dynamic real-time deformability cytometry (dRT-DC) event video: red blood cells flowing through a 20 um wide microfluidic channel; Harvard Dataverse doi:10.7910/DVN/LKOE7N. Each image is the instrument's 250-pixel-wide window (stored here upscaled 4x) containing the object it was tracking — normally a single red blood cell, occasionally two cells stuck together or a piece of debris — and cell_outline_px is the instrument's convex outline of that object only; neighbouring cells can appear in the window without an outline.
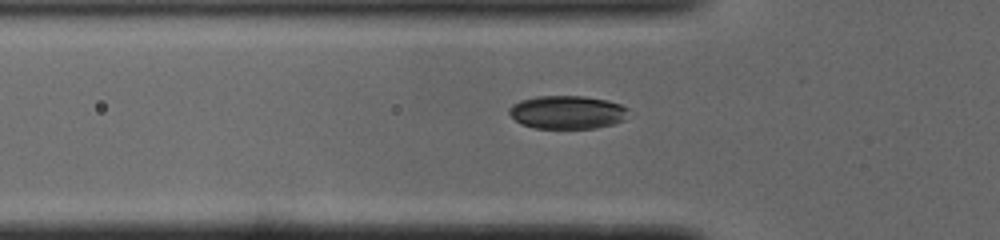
{"species": "common noctule bat (a hibernating species)", "species_latin": "Nyctalus noctula", "temperature_condition": "cold", "stored_images_in_passage": 29, "camera_frame_rate_fps": 3000, "um_per_image_px": 0.085, "animal": {"sex": "male", "body_mass_g": 19.0, "forearm_length_mm": 50.8}, "frame": {"image": 1, "passage_image": 3, "time_ms": 0.667, "image_size_px": [1000, 240], "cell_outline_px": [[628, 108], [624, 120], [612, 124], [596, 128], [536, 128], [520, 124], [508, 112], [508, 108], [512, 104], [520, 100], [536, 96], [584, 96], [608, 100], [620, 104]], "centroid_in_image_um": [48.19, 9.53], "position_along_channel_um": 77.6, "area_um2": 23.18}}
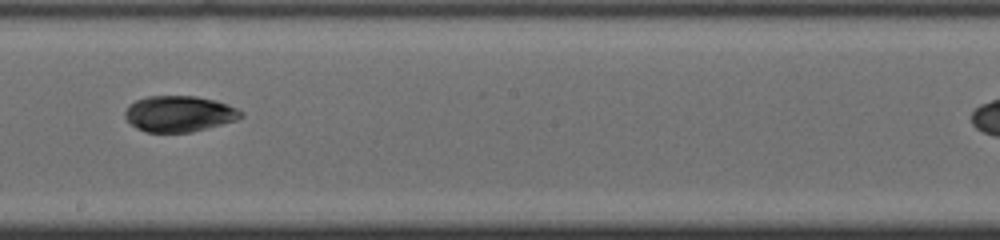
{"frame": {"image": 2, "passage_image": 15, "time_ms": 4.667, "image_size_px": [1000, 240], "cell_outline_px": [[244, 116], [236, 120], [208, 128], [192, 132], [148, 132], [132, 124], [124, 116], [124, 112], [136, 100], [148, 96], [196, 96], [216, 100], [228, 104], [244, 112]], "centroid_in_image_um": [15.29, 9.66], "position_along_channel_um": 232.9, "area_um2": 24.16}}
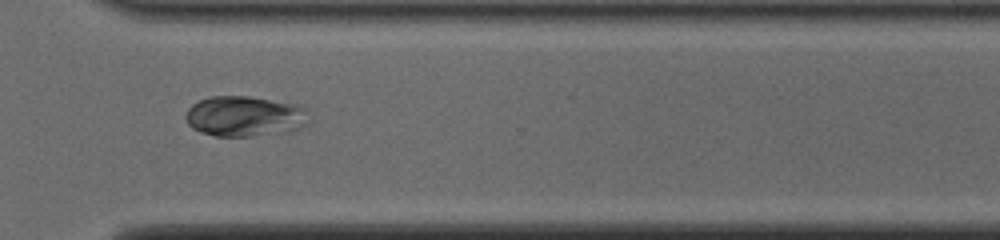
{"frame": {"image": 3, "passage_image": 24, "time_ms": 7.667, "image_size_px": [1000, 240], "cell_outline_px": [[308, 124], [292, 132], [248, 136], [216, 136], [200, 132], [192, 128], [188, 124], [184, 116], [188, 108], [192, 104], [208, 96], [248, 96], [296, 104], [308, 108]], "centroid_in_image_um": [20.82, 9.88], "position_along_channel_um": 349.8, "area_um2": 29.48}}